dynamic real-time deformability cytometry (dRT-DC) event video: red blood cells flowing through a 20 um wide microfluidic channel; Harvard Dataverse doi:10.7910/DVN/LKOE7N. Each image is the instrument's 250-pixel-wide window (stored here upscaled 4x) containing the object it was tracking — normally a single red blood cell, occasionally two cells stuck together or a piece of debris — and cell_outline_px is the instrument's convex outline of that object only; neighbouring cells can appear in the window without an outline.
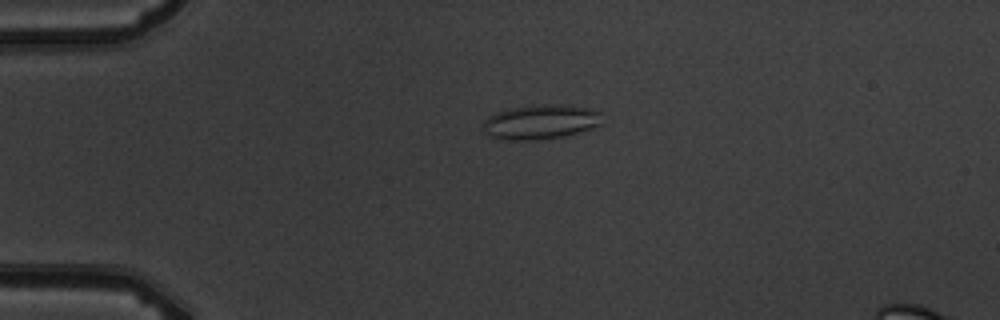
{"species": "common noctule bat (a hibernating species)", "species_latin": "Nyctalus noctula", "temperature_condition": "warm", "stored_images_in_passage": 2, "camera_frame_rate_fps": 3000, "um_per_image_px": 0.085, "animal": {"sex": "male", "body_mass_g": 19.5, "forearm_length_mm": 54.6}, "frame": {"image": 1, "passage_image": 1, "time_ms": 0.0, "image_size_px": [1000, 320], "cell_outline_px": [[600, 124], [580, 132], [564, 136], [536, 140], [504, 140], [492, 136], [484, 132], [484, 120], [488, 116], [496, 112], [508, 108], [540, 104], [568, 104], [588, 108], [600, 112]], "centroid_in_image_um": [45.93, 10.35], "position_along_channel_um": 39.1, "area_um2": 24.04}}